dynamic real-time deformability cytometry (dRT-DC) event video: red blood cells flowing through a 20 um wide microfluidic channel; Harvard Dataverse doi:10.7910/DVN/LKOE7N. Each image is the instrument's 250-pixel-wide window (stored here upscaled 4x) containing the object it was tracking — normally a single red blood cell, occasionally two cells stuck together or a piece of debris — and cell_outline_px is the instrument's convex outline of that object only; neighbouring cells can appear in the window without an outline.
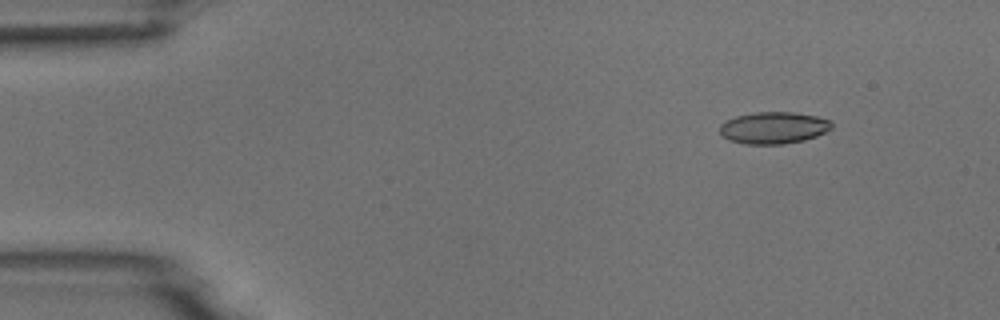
{"species": "common noctule bat (a hibernating species)", "species_latin": "Nyctalus noctula", "temperature_condition": "room temperature", "stored_images_in_passage": 3, "camera_frame_rate_fps": 3000, "um_per_image_px": 0.085, "animal": {"sex": "male", "body_mass_g": 18.8}, "frame": {"image": 1, "passage_image": 1, "time_ms": 0.0, "image_size_px": [1000, 320], "cell_outline_px": [[832, 128], [816, 136], [804, 140], [784, 144], [744, 144], [728, 140], [720, 132], [720, 124], [736, 116], [756, 112], [792, 112], [816, 116], [828, 120], [832, 124]], "centroid_in_image_um": [65.74, 10.87], "position_along_channel_um": 19.3, "area_um2": 20.63}}
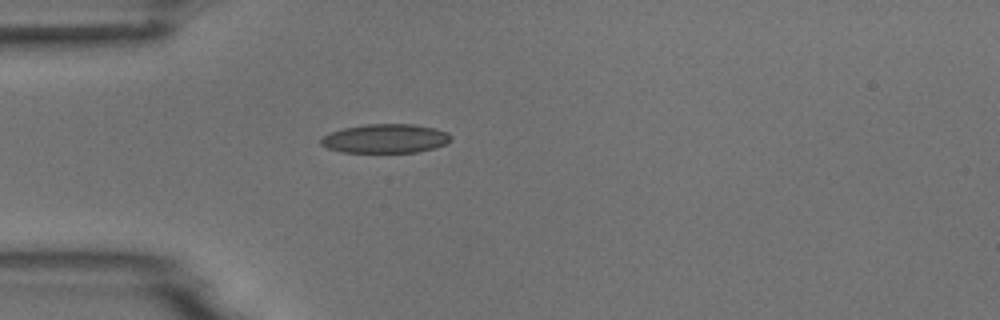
{"frame": {"image": 2, "passage_image": 3, "time_ms": 3.0, "image_size_px": [1000, 320], "cell_outline_px": [[452, 140], [444, 144], [432, 148], [416, 152], [340, 152], [328, 148], [320, 144], [320, 140], [328, 132], [344, 128], [368, 124], [416, 124], [436, 128], [448, 132], [452, 136]], "centroid_in_image_um": [32.76, 11.77], "position_along_channel_um": 52.2, "area_um2": 22.02}}